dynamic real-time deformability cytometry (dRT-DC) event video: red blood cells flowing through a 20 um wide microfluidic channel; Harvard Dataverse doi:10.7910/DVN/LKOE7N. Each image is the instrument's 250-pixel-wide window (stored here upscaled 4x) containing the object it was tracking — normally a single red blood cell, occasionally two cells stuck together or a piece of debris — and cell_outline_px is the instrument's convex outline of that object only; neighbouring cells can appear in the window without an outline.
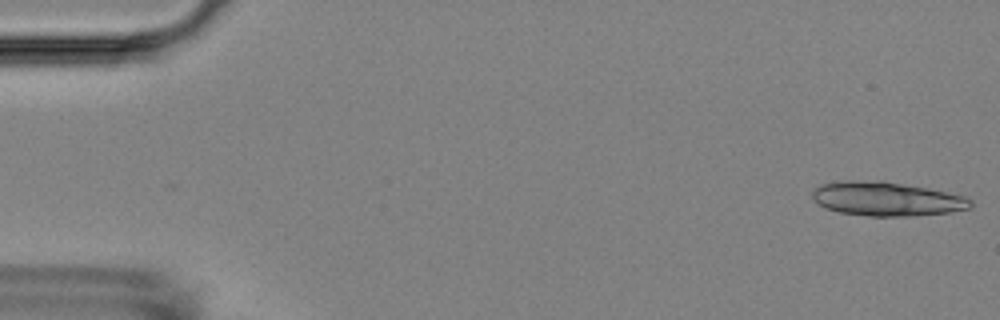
{"species": "Egyptian fruit bat (a non-hibernating species)", "species_latin": "Rousettus aegyptiacus", "temperature_condition": "room temperature", "stored_images_in_passage": 3, "camera_frame_rate_fps": 3000, "um_per_image_px": 0.085, "animal": {"sex": "female"}, "frame": {"image": 1, "passage_image": 1, "time_ms": 0.0, "image_size_px": [1000, 320], "cell_outline_px": [[972, 208], [952, 212], [912, 216], [868, 216], [840, 212], [824, 208], [812, 200], [812, 188], [820, 184], [848, 180], [884, 180], [928, 188], [964, 196], [972, 200]], "centroid_in_image_um": [75.34, 16.9], "position_along_channel_um": 9.7, "area_um2": 31.85}}